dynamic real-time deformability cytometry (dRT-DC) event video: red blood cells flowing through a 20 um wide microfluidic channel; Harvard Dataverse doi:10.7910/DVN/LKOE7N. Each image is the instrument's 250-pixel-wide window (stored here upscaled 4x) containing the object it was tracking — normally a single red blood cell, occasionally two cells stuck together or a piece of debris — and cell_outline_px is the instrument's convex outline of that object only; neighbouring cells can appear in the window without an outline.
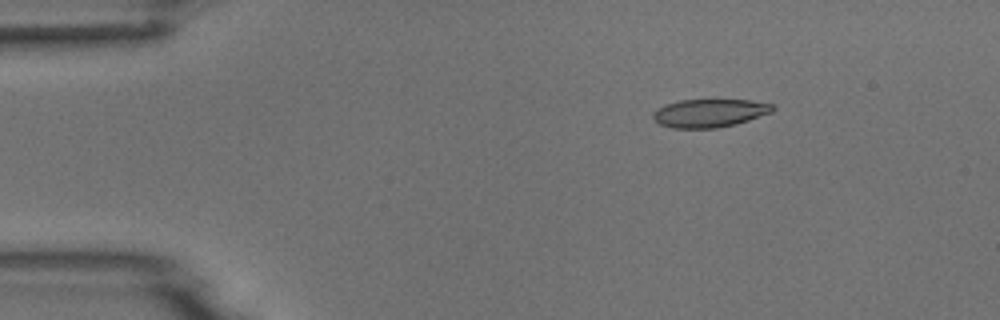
{"species": "common noctule bat (a hibernating species)", "species_latin": "Nyctalus noctula", "temperature_condition": "room temperature", "stored_images_in_passage": 5, "camera_frame_rate_fps": 3000, "um_per_image_px": 0.085, "animal": {"sex": "male", "body_mass_g": 18.8}, "frame": {"image": 1, "passage_image": 3, "time_ms": 2.333, "image_size_px": [1000, 320], "cell_outline_px": [[776, 108], [772, 112], [736, 124], [716, 128], [672, 128], [660, 124], [652, 116], [652, 112], [656, 108], [664, 104], [680, 100], [748, 100], [776, 104]], "centroid_in_image_um": [60.31, 9.6], "position_along_channel_um": 24.7, "area_um2": 19.77}}